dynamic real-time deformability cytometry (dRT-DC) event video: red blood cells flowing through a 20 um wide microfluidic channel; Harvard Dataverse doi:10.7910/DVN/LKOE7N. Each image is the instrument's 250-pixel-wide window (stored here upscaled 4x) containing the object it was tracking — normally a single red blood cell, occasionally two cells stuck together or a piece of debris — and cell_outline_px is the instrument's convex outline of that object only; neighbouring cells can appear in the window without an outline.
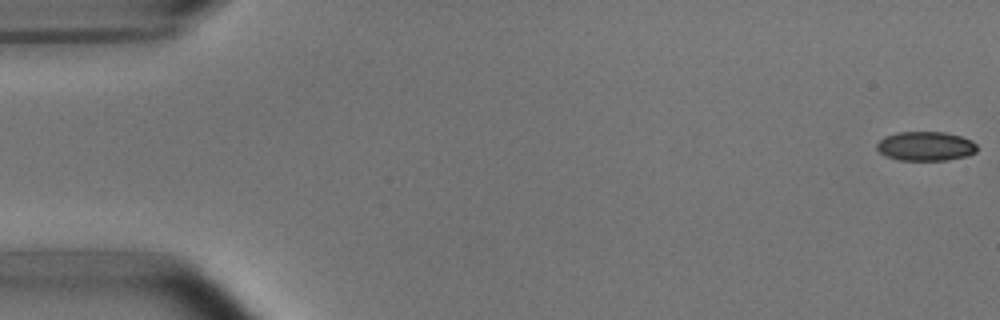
{"species": "common noctule bat (a hibernating species)", "species_latin": "Nyctalus noctula", "temperature_condition": "room temperature", "stored_images_in_passage": 5, "segment_of_instrument_passage": [1, 2], "camera_frame_rate_fps": 3000, "um_per_image_px": 0.085, "animal": {"sex": "male", "body_mass_g": 15.6}, "frame": {"image": 1, "passage_image": 1, "time_ms": 0.0, "image_size_px": [1000, 320], "cell_outline_px": [[976, 152], [968, 156], [948, 160], [900, 160], [884, 156], [876, 148], [876, 144], [884, 136], [896, 132], [944, 132], [960, 136], [972, 140], [976, 144]], "centroid_in_image_um": [78.66, 12.42], "position_along_channel_um": 6.3, "area_um2": 17.22}}
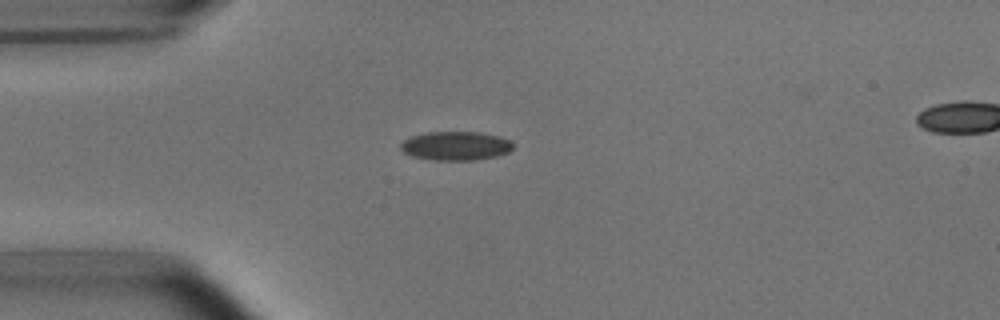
{"frame": {"image": 2, "passage_image": 4, "time_ms": 1.0, "image_size_px": [1000, 320], "cell_outline_px": [[512, 148], [508, 152], [496, 156], [476, 160], [436, 160], [412, 156], [404, 152], [400, 148], [400, 144], [404, 140], [412, 136], [428, 132], [480, 132], [500, 136], [512, 140]], "centroid_in_image_um": [38.76, 12.39], "position_along_channel_um": 46.2, "area_um2": 18.9}}